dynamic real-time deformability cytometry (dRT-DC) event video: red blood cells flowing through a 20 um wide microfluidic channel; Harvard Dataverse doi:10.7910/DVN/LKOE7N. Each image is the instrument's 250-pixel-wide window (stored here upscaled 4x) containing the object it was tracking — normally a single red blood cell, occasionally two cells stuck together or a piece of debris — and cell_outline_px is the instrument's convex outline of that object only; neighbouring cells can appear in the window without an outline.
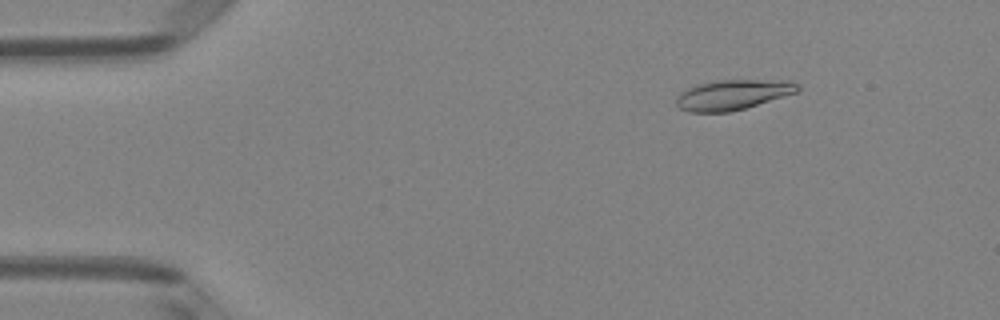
{"species": "Egyptian fruit bat (a non-hibernating species)", "species_latin": "Rousettus aegyptiacus", "temperature_condition": "room temperature", "stored_images_in_passage": 15, "camera_frame_rate_fps": 3000, "um_per_image_px": 0.085, "animal": {"sex": "female"}, "frame": {"image": 1, "passage_image": 7, "time_ms": 2.0, "image_size_px": [1000, 320], "cell_outline_px": [[800, 88], [796, 92], [744, 108], [728, 112], [688, 112], [680, 108], [676, 104], [676, 96], [680, 92], [696, 84], [716, 80], [788, 80], [800, 84]], "centroid_in_image_um": [62.25, 8.04], "position_along_channel_um": 22.8, "area_um2": 21.21}}